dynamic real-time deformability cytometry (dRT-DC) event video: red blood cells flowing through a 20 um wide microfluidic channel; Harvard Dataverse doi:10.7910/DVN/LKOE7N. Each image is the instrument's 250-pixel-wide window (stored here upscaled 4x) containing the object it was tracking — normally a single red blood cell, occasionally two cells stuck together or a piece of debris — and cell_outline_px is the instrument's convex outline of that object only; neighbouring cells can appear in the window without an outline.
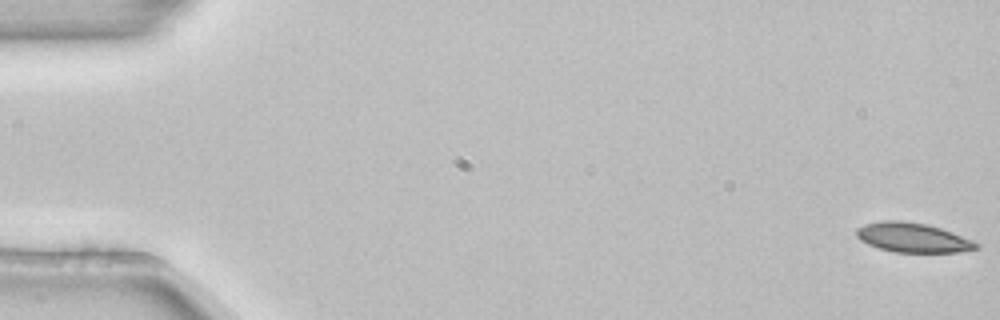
{"species": "common noctule bat (a hibernating species)", "species_latin": "Nyctalus noctula", "temperature_condition": "room temperature", "stored_images_in_passage": 5, "camera_frame_rate_fps": 3000, "um_per_image_px": 0.085, "animal": {"sex": "female", "body_mass_g": 22.7, "forearm_length_mm": 54.2}, "frame": {"image": 1, "passage_image": 1, "time_ms": 0.0, "image_size_px": [1000, 320], "cell_outline_px": [[980, 248], [956, 252], [892, 252], [868, 244], [860, 240], [856, 236], [856, 228], [864, 224], [884, 220], [900, 220], [928, 224], [952, 232], [972, 240], [980, 244]], "centroid_in_image_um": [77.57, 20.19], "position_along_channel_um": 7.4, "area_um2": 20.63}}
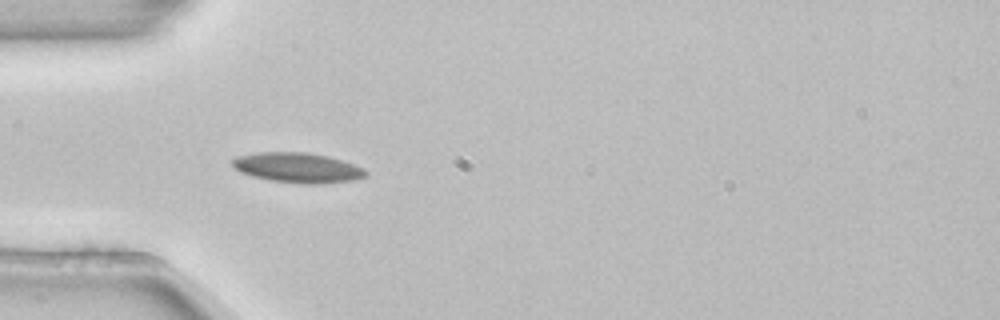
{"frame": {"image": 2, "passage_image": 4, "time_ms": 1.0, "image_size_px": [1000, 320], "cell_outline_px": [[368, 176], [352, 180], [320, 184], [304, 184], [272, 180], [252, 176], [240, 172], [232, 164], [232, 160], [236, 156], [260, 152], [304, 152], [328, 156], [364, 168], [368, 172]], "centroid_in_image_um": [25.31, 14.25], "position_along_channel_um": 59.7, "area_um2": 23.18}}